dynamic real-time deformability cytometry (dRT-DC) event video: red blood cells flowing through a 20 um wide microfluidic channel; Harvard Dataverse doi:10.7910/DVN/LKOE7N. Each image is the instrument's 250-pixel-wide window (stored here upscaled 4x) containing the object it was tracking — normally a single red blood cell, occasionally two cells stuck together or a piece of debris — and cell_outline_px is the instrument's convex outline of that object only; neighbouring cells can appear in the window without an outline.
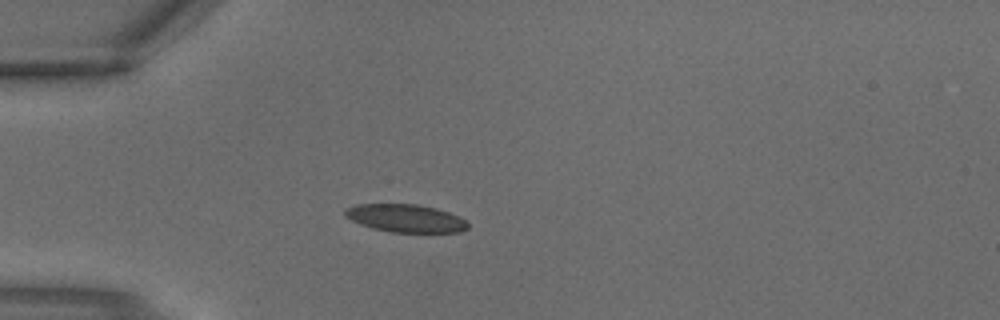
{"species": "common noctule bat (a hibernating species)", "species_latin": "Nyctalus noctula", "temperature_condition": "warm", "stored_images_in_passage": 2, "camera_frame_rate_fps": 3000, "um_per_image_px": 0.085, "animal": {"sex": "male", "body_mass_g": 18.8}, "frame": {"image": 1, "passage_image": 2, "time_ms": 0.333, "image_size_px": [1000, 320], "cell_outline_px": [[468, 228], [460, 232], [388, 232], [372, 228], [360, 224], [344, 216], [344, 208], [356, 204], [416, 204], [436, 208], [448, 212], [464, 220], [468, 224]], "centroid_in_image_um": [34.42, 18.55], "position_along_channel_um": 50.6, "area_um2": 19.94}}